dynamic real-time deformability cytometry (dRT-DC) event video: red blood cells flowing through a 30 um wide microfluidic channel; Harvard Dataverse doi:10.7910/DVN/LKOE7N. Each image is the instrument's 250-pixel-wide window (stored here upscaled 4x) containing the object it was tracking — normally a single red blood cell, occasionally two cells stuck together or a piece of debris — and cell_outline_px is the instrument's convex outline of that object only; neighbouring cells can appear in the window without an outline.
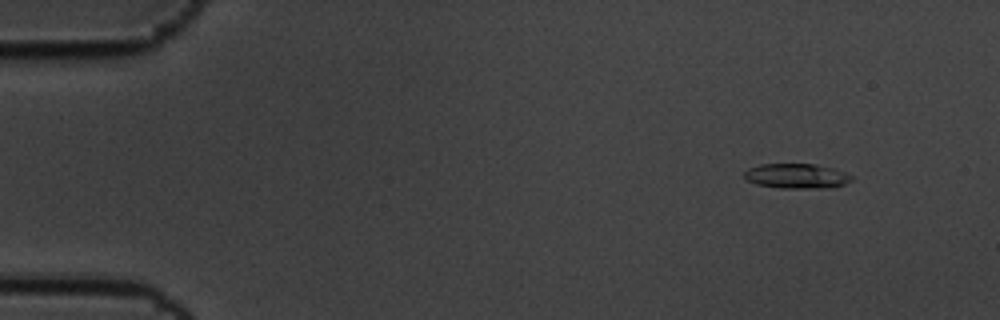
{"species": "common noctule bat (a hibernating species)", "species_latin": "Nyctalus noctula", "temperature_condition": "cold", "stored_images_in_passage": 9, "camera_frame_rate_fps": 3000, "um_per_image_px": 0.085, "animal": {"sex": "male", "body_mass_g": 19.5, "forearm_length_mm": 54.6}, "frame": {"image": 1, "passage_image": 2, "time_ms": 0.333, "image_size_px": [1000, 320], "cell_outline_px": [[852, 180], [844, 184], [832, 188], [780, 188], [756, 184], [748, 180], [744, 176], [744, 172], [748, 168], [760, 164], [816, 164], [832, 168], [844, 172], [852, 176]], "centroid_in_image_um": [67.71, 14.96], "position_along_channel_um": 17.3, "area_um2": 15.55}}
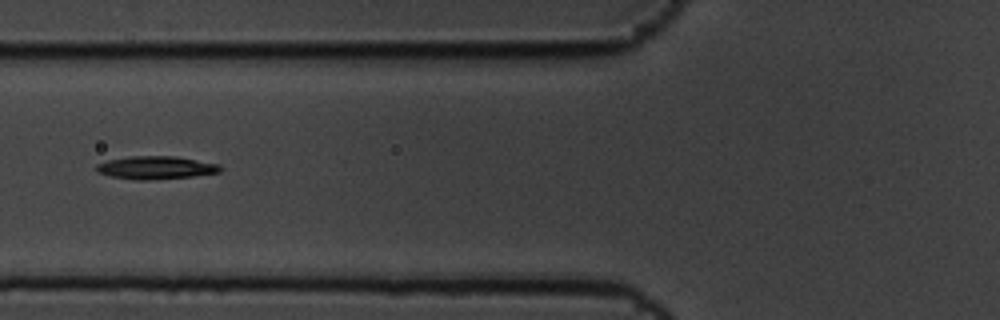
{"frame": {"image": 2, "passage_image": 7, "time_ms": 2.0, "image_size_px": [1000, 320], "cell_outline_px": [[224, 168], [220, 172], [192, 176], [152, 180], [132, 180], [112, 176], [96, 172], [96, 164], [108, 160], [128, 156], [176, 156], [220, 164]], "centroid_in_image_um": [13.26, 14.25], "position_along_channel_um": 112.5, "area_um2": 16.76}}
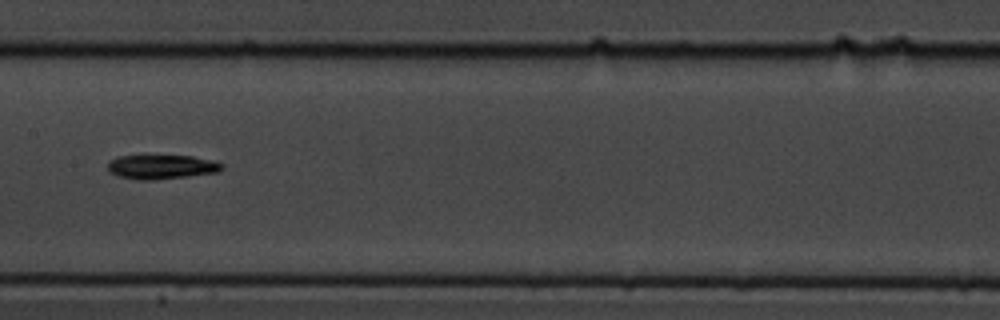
{"frame": {"image": 3, "passage_image": 9, "time_ms": 2.667, "image_size_px": [1000, 320], "cell_outline_px": [[224, 168], [216, 172], [184, 176], [148, 180], [140, 180], [120, 176], [112, 172], [108, 168], [108, 164], [112, 160], [120, 156], [144, 152], [192, 156], [212, 160], [224, 164]], "centroid_in_image_um": [13.72, 14.11], "position_along_channel_um": 193.7, "area_um2": 16.65}}